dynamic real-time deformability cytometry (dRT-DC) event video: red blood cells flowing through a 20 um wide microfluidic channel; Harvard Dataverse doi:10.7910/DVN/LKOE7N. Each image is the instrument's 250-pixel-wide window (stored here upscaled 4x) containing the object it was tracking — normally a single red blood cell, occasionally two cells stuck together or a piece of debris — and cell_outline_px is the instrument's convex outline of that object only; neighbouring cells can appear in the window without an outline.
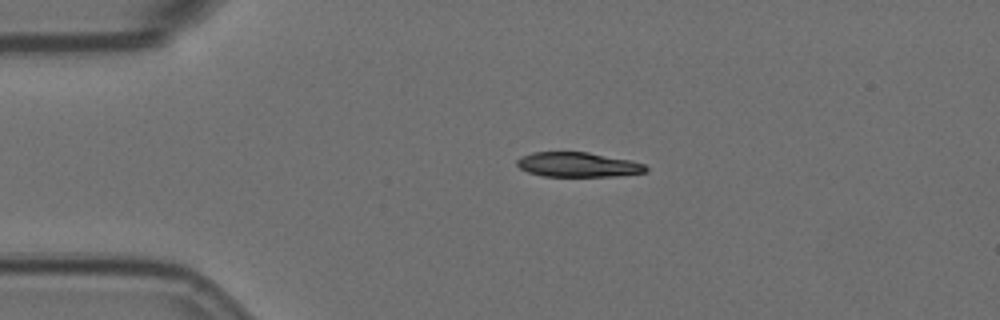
{"species": "Egyptian fruit bat (a non-hibernating species)", "species_latin": "Rousettus aegyptiacus", "temperature_condition": "room temperature", "stored_images_in_passage": 3, "camera_frame_rate_fps": 3000, "um_per_image_px": 0.085, "animal": {"sex": "female"}, "frame": {"image": 1, "passage_image": 1, "time_ms": 0.0, "image_size_px": [1000, 320], "cell_outline_px": [[648, 172], [616, 176], [544, 176], [528, 172], [520, 168], [516, 164], [516, 160], [520, 156], [532, 152], [588, 152], [632, 160], [644, 164], [648, 168]], "centroid_in_image_um": [49.13, 13.99], "position_along_channel_um": 35.9, "area_um2": 18.67}}
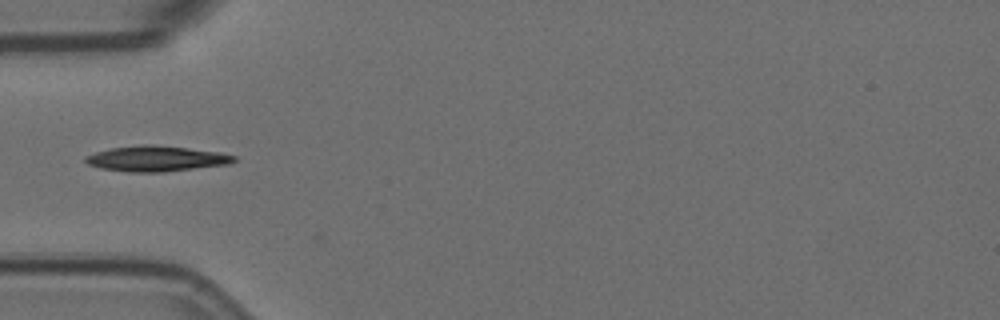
{"frame": {"image": 2, "passage_image": 2, "time_ms": 0.333, "image_size_px": [1000, 320], "cell_outline_px": [[236, 160], [228, 164], [164, 172], [128, 172], [100, 168], [88, 164], [84, 160], [84, 156], [96, 152], [112, 148], [140, 144], [152, 144], [188, 148], [220, 152], [236, 156]], "centroid_in_image_um": [13.27, 13.48], "position_along_channel_um": 71.7, "area_um2": 22.08}}